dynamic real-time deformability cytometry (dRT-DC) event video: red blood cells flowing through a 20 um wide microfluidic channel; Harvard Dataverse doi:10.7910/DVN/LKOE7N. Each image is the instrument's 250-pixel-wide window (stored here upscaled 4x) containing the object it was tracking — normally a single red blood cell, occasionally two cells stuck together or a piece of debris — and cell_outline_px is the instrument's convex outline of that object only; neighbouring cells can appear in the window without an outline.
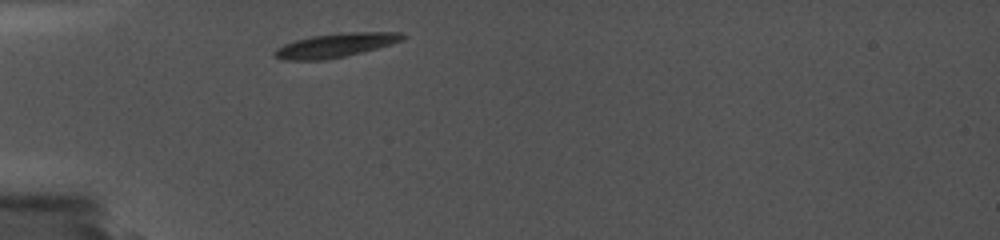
{"species": "common noctule bat (a hibernating species)", "species_latin": "Nyctalus noctula", "temperature_condition": "cold", "stored_images_in_passage": 3, "camera_frame_rate_fps": 5000, "um_per_image_px": 0.085, "animal": {"sex": "female", "body_mass_g": 19.0, "forearm_length_mm": 56.7}, "frame": {"image": 1, "passage_image": 1, "time_ms": 0.0, "image_size_px": [1000, 240], "cell_outline_px": [[408, 36], [404, 40], [392, 44], [344, 56], [324, 60], [280, 60], [272, 52], [276, 48], [284, 44], [296, 40], [312, 36], [340, 32], [404, 32]], "centroid_in_image_um": [28.55, 3.84], "position_along_channel_um": 56.5, "area_um2": 17.98}}